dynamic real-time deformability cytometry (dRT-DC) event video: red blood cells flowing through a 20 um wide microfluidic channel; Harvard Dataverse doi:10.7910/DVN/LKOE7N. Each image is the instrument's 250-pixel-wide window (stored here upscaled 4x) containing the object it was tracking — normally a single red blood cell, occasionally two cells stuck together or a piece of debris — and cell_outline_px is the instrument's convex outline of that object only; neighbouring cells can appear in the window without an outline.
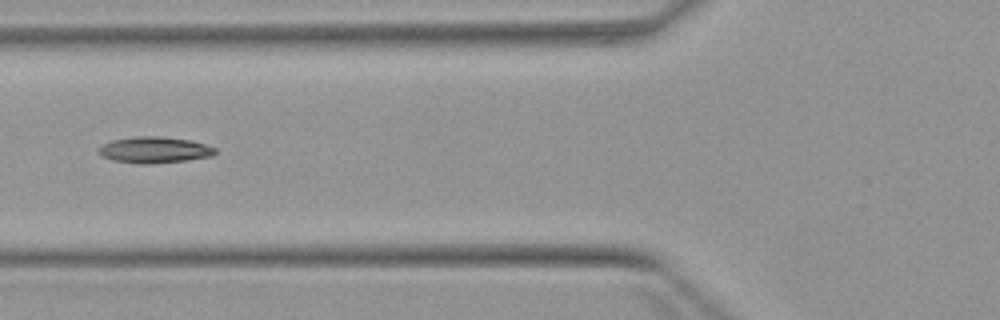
{"species": "Egyptian fruit bat (a non-hibernating species)", "species_latin": "Rousettus aegyptiacus", "temperature_condition": "warm", "stored_images_in_passage": 6, "camera_frame_rate_fps": 3000, "um_per_image_px": 0.085, "animal": {"sex": "female"}, "frame": {"image": 1, "passage_image": 6, "time_ms": 6.667, "image_size_px": [1000, 320], "cell_outline_px": [[216, 152], [212, 156], [184, 160], [148, 164], [140, 164], [112, 160], [104, 156], [100, 152], [100, 148], [104, 144], [112, 140], [136, 136], [160, 136], [192, 140], [216, 148]], "centroid_in_image_um": [13.16, 12.73], "position_along_channel_um": 112.6, "area_um2": 17.57}}